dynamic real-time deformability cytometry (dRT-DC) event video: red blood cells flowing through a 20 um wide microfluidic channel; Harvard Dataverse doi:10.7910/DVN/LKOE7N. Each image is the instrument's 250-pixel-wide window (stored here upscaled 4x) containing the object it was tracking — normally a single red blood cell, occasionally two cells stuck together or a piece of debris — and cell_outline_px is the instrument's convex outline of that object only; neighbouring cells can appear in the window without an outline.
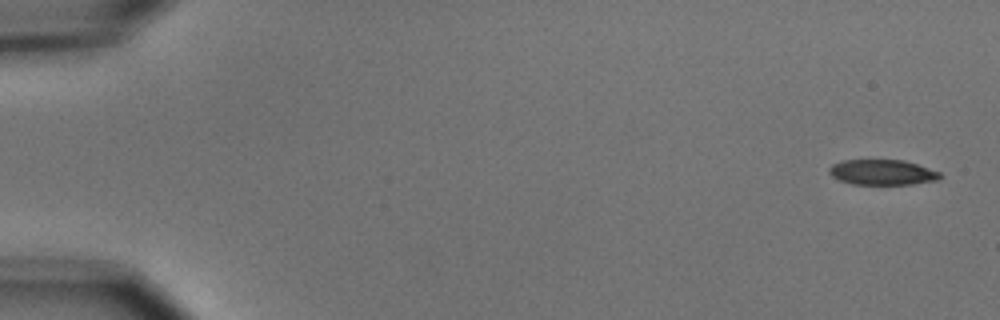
{"species": "common noctule bat (a hibernating species)", "species_latin": "Nyctalus noctula", "temperature_condition": "cold", "stored_images_in_passage": 7, "camera_frame_rate_fps": 3000, "um_per_image_px": 0.085, "animal": {"sex": "male", "body_mass_g": 15.6}, "frame": {"image": 1, "passage_image": 1, "time_ms": 0.0, "image_size_px": [1000, 320], "cell_outline_px": [[944, 176], [940, 180], [912, 184], [852, 184], [840, 180], [832, 176], [828, 172], [828, 168], [832, 164], [844, 160], [904, 160], [940, 172]], "centroid_in_image_um": [75.02, 14.65], "position_along_channel_um": 10.0, "area_um2": 16.42}}
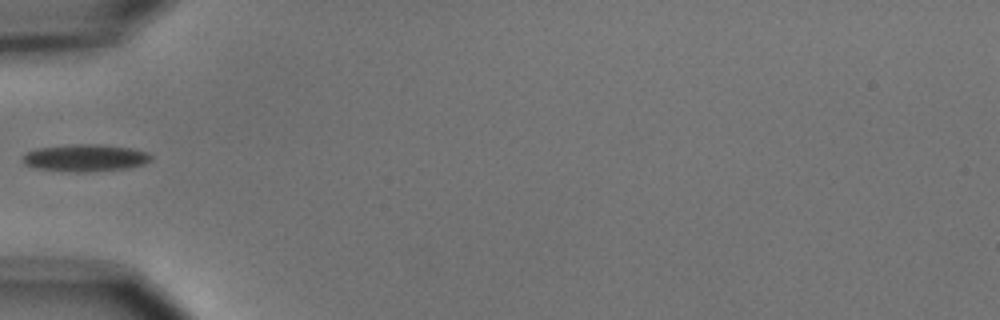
{"frame": {"image": 2, "passage_image": 5, "time_ms": 5.667, "image_size_px": [1000, 320], "cell_outline_px": [[152, 160], [144, 164], [128, 168], [84, 172], [76, 172], [36, 168], [24, 164], [20, 156], [36, 148], [68, 144], [100, 144], [128, 148], [148, 152], [152, 156]], "centroid_in_image_um": [7.22, 13.41], "position_along_channel_um": 77.8, "area_um2": 20.4}}
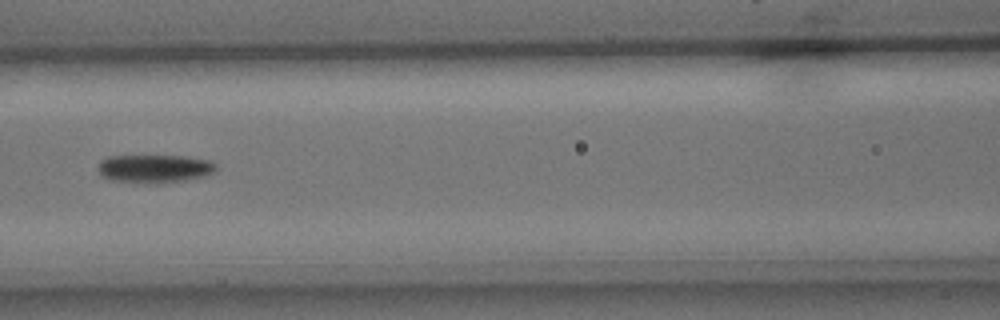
{"frame": {"image": 3, "passage_image": 7, "time_ms": 7.667, "image_size_px": [1000, 320], "cell_outline_px": [[216, 172], [204, 176], [184, 180], [156, 184], [112, 180], [100, 176], [100, 160], [108, 156], [188, 156], [212, 160], [216, 164]], "centroid_in_image_um": [13.18, 14.33], "position_along_channel_um": 153.4, "area_um2": 19.54}}